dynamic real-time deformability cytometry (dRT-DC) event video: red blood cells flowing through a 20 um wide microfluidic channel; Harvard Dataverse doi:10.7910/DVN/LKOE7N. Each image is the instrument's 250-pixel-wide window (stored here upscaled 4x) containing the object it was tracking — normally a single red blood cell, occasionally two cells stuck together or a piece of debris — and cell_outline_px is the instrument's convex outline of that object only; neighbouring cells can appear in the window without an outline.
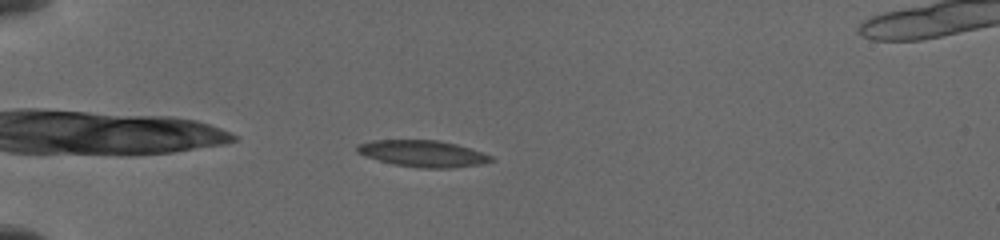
{"species": "common noctule bat (a hibernating species)", "species_latin": "Nyctalus noctula", "temperature_condition": "cold", "stored_images_in_passage": 22, "camera_frame_rate_fps": 3000, "um_per_image_px": 0.085, "animal": {"sex": "female", "body_mass_g": 19.5, "forearm_length_mm": 54.1}, "frame": {"image": 1, "passage_image": 6, "time_ms": 1.0, "image_size_px": [1000, 240], "cell_outline_px": [[496, 160], [480, 164], [452, 168], [420, 168], [392, 164], [364, 156], [356, 152], [356, 144], [372, 140], [440, 140], [456, 144], [492, 156]], "centroid_in_image_um": [35.9, 13.05], "position_along_channel_um": 49.1, "area_um2": 20.81}}
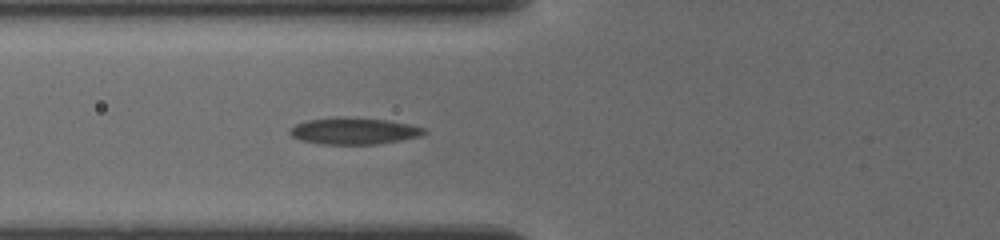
{"frame": {"image": 2, "passage_image": 19, "time_ms": 3.0, "image_size_px": [1000, 240], "cell_outline_px": [[428, 132], [420, 136], [400, 140], [376, 144], [320, 144], [300, 140], [292, 136], [288, 132], [288, 128], [296, 124], [308, 120], [344, 116], [388, 120], [408, 124], [424, 128]], "centroid_in_image_um": [30.05, 11.13], "position_along_channel_um": 95.7, "area_um2": 20.92}}